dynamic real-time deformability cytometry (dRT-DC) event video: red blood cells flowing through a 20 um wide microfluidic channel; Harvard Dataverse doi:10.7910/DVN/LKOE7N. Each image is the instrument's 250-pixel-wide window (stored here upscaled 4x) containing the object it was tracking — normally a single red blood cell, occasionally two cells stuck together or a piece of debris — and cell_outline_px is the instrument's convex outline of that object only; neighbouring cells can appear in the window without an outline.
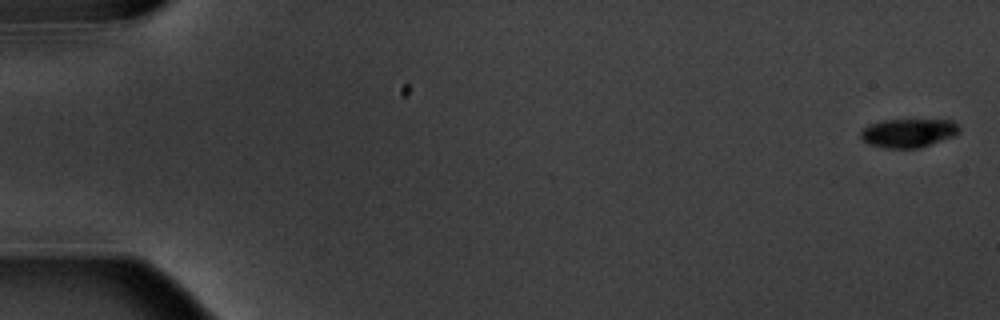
{"species": "common noctule bat (a hibernating species)", "species_latin": "Nyctalus noctula", "temperature_condition": "warm", "stored_images_in_passage": 7, "camera_frame_rate_fps": 3000, "um_per_image_px": 0.085, "animal": {"sex": "male", "body_mass_g": 20.1, "forearm_length_mm": 53.5}, "frame": {"image": 1, "passage_image": 1, "time_ms": 0.0, "image_size_px": [1000, 320], "cell_outline_px": [[960, 132], [956, 136], [920, 148], [884, 148], [868, 144], [860, 136], [860, 132], [868, 124], [884, 120], [952, 120], [960, 124]], "centroid_in_image_um": [77.26, 11.3], "position_along_channel_um": 7.7, "area_um2": 16.76}}
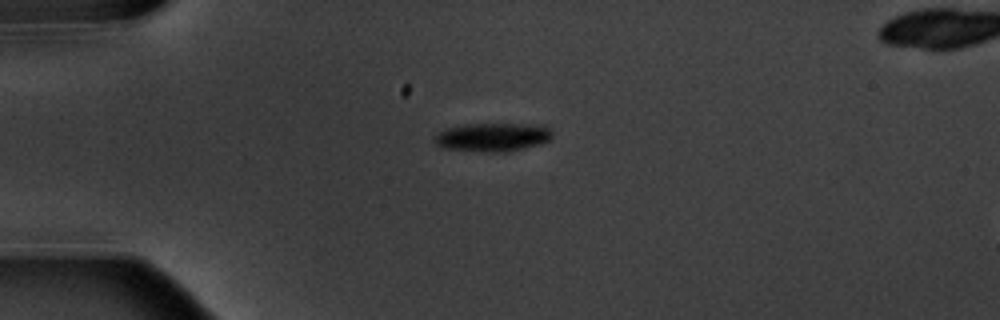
{"frame": {"image": 2, "passage_image": 5, "time_ms": 4.667, "image_size_px": [1000, 320], "cell_outline_px": [[552, 136], [548, 140], [540, 144], [524, 148], [504, 152], [484, 152], [440, 148], [432, 140], [436, 132], [448, 128], [464, 124], [540, 124], [548, 128], [552, 132]], "centroid_in_image_um": [41.82, 11.66], "position_along_channel_um": 43.2, "area_um2": 19.83}}